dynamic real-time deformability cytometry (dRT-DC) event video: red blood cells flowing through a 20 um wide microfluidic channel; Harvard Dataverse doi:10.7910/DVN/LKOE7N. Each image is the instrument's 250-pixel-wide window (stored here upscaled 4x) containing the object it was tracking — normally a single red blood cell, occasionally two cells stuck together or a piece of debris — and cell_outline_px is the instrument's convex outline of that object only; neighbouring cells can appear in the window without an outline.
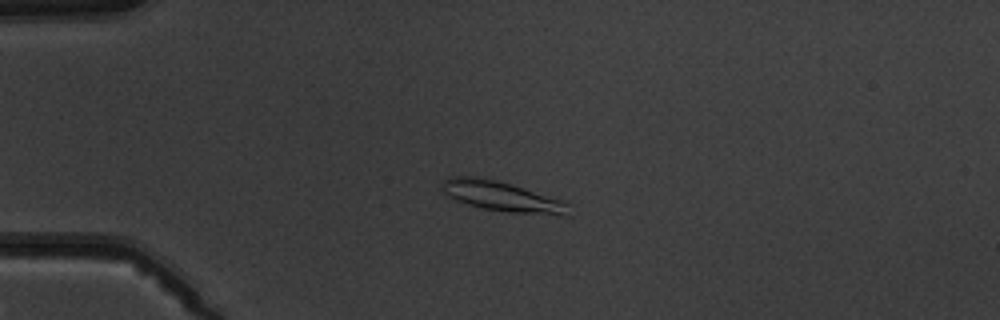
{"species": "common noctule bat (a hibernating species)", "species_latin": "Nyctalus noctula", "temperature_condition": "warm", "stored_images_in_passage": 4, "camera_frame_rate_fps": 3000, "um_per_image_px": 0.085, "animal": {"sex": "male", "body_mass_g": 19.5, "forearm_length_mm": 54.6}, "frame": {"image": 1, "passage_image": 4, "time_ms": 3.333, "image_size_px": [1000, 320], "cell_outline_px": [[572, 216], [560, 216], [508, 212], [484, 208], [468, 204], [456, 200], [448, 196], [444, 192], [440, 180], [448, 176], [476, 176], [508, 184], [564, 200], [568, 204]], "centroid_in_image_um": [42.7, 16.71], "position_along_channel_um": 42.3, "area_um2": 22.2}}